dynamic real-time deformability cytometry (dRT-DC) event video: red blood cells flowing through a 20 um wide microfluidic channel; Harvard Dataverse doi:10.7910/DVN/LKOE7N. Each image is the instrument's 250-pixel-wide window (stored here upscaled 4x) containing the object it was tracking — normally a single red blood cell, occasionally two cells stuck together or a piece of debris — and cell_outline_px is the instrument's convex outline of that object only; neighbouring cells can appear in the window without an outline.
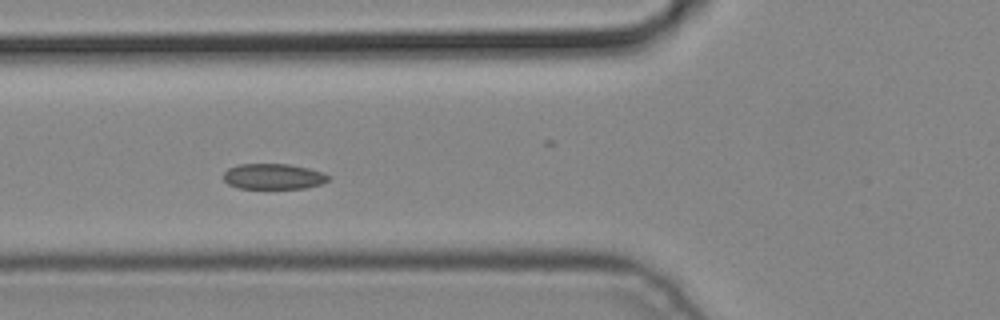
{"species": "common noctule bat (a hibernating species)", "species_latin": "Nyctalus noctula", "temperature_condition": "cold", "stored_images_in_passage": 4, "camera_frame_rate_fps": 3000, "um_per_image_px": 0.085, "animal": {"sex": "male", "body_mass_g": 19.2, "forearm_length_mm": 51.8}, "frame": {"image": 1, "passage_image": 4, "time_ms": 1.0, "image_size_px": [1000, 320], "cell_outline_px": [[332, 176], [328, 180], [320, 184], [304, 188], [240, 188], [228, 184], [224, 180], [224, 172], [228, 168], [240, 164], [288, 164], [308, 168], [324, 172]], "centroid_in_image_um": [23.26, 14.99], "position_along_channel_um": 102.5, "area_um2": 15.61}}